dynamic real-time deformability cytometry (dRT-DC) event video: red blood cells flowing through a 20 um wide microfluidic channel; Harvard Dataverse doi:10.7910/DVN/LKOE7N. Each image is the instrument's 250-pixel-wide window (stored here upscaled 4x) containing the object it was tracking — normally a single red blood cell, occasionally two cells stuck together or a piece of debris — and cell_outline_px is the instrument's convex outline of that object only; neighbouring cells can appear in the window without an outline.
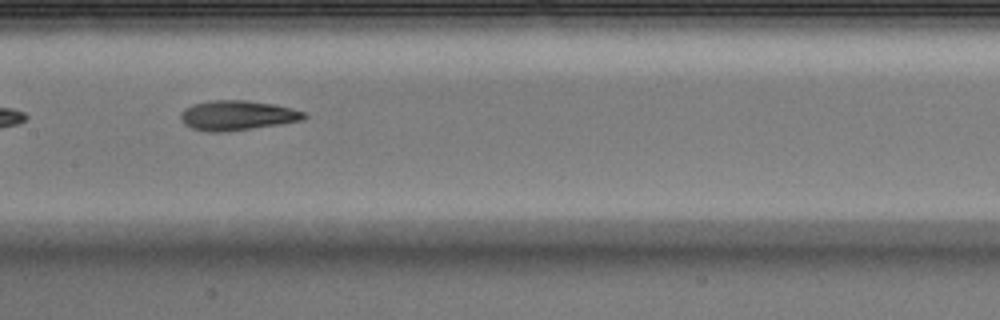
{"species": "Egyptian fruit bat (a non-hibernating species)", "species_latin": "Rousettus aegyptiacus", "temperature_condition": "warm", "stored_images_in_passage": 30, "camera_frame_rate_fps": 3000, "um_per_image_px": 0.085, "animal": {"sex": "male"}, "frame": {"image": 1, "passage_image": 9, "time_ms": 2.667, "image_size_px": [1000, 320], "cell_outline_px": [[308, 116], [304, 120], [280, 124], [224, 132], [208, 132], [192, 128], [184, 124], [180, 116], [184, 108], [192, 104], [208, 100], [244, 100], [272, 104], [292, 108], [304, 112]], "centroid_in_image_um": [20.15, 9.8], "position_along_channel_um": 187.2, "area_um2": 21.44}}
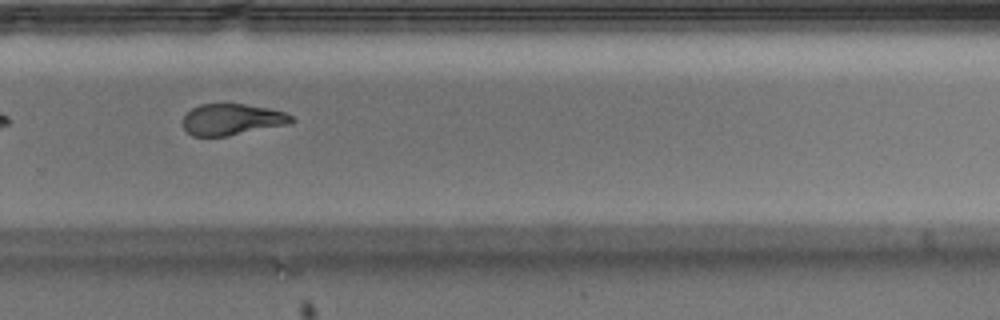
{"frame": {"image": 2, "passage_image": 18, "time_ms": 5.667, "image_size_px": [1000, 320], "cell_outline_px": [[296, 120], [288, 124], [228, 136], [192, 136], [184, 128], [184, 116], [192, 108], [200, 104], [244, 104], [268, 108], [284, 112], [292, 116]], "centroid_in_image_um": [19.73, 10.15], "position_along_channel_um": 310.1, "area_um2": 19.65}}